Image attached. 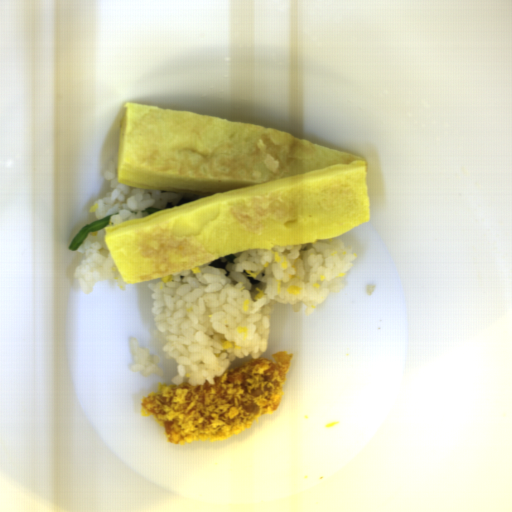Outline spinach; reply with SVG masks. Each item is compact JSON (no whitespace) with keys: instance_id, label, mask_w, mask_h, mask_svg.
Returning <instances> with one entry per match:
<instances>
[{"instance_id":"2","label":"spinach","mask_w":512,"mask_h":512,"mask_svg":"<svg viewBox=\"0 0 512 512\" xmlns=\"http://www.w3.org/2000/svg\"><path fill=\"white\" fill-rule=\"evenodd\" d=\"M237 258L233 253L223 256L221 258L212 260V263L209 264L211 267L221 268L226 271V277L229 276L230 270H227V265L229 263H233L234 259Z\"/></svg>"},{"instance_id":"3","label":"spinach","mask_w":512,"mask_h":512,"mask_svg":"<svg viewBox=\"0 0 512 512\" xmlns=\"http://www.w3.org/2000/svg\"><path fill=\"white\" fill-rule=\"evenodd\" d=\"M159 211H162L160 207H148V208L144 209L142 211V213H148V215H149V214L159 212Z\"/></svg>"},{"instance_id":"1","label":"spinach","mask_w":512,"mask_h":512,"mask_svg":"<svg viewBox=\"0 0 512 512\" xmlns=\"http://www.w3.org/2000/svg\"><path fill=\"white\" fill-rule=\"evenodd\" d=\"M110 218L111 215L101 220L87 224L83 228H81L75 236V238L73 239V241L69 244L68 250L76 251L81 246V244L87 237L88 233L98 232L103 228L107 227L110 222Z\"/></svg>"}]
</instances>
